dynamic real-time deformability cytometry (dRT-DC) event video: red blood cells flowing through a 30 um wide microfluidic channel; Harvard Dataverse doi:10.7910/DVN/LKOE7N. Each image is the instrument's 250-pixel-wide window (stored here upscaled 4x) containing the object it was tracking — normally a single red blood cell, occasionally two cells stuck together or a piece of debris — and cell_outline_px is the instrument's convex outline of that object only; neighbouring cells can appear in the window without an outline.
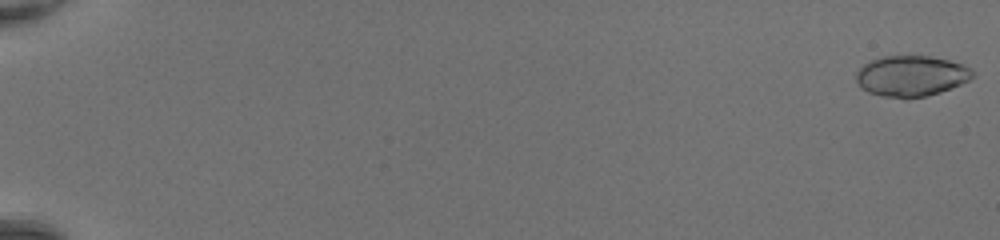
{"species": "common noctule bat (a hibernating species)", "species_latin": "Nyctalus noctula", "temperature_condition": "room temperature", "stored_images_in_passage": 50, "camera_frame_rate_fps": 3000, "um_per_image_px": 0.085, "animal": {"sex": "female", "body_mass_g": 20.0, "forearm_length_mm": 54.0}, "frame": {"image": 1, "passage_image": 1, "time_ms": 0.0, "image_size_px": [1000, 240], "cell_outline_px": [[972, 76], [968, 80], [960, 84], [940, 92], [908, 100], [904, 100], [880, 96], [868, 92], [856, 80], [856, 72], [864, 64], [872, 60], [884, 56], [928, 56], [948, 60], [964, 64], [972, 68]], "centroid_in_image_um": [77.44, 6.48], "position_along_channel_um": 7.6, "area_um2": 27.69}}
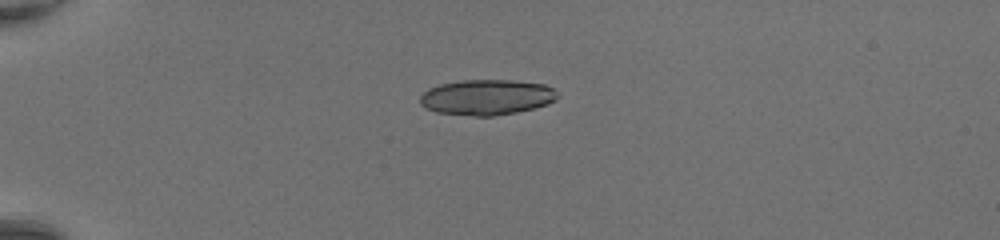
{"frame": {"image": 2, "passage_image": 15, "time_ms": 4.667, "image_size_px": [1000, 240], "cell_outline_px": [[560, 96], [556, 100], [548, 104], [516, 112], [492, 116], [476, 116], [436, 112], [424, 108], [420, 104], [420, 96], [428, 88], [440, 84], [464, 80], [512, 80], [544, 84], [560, 92]], "centroid_in_image_um": [41.39, 8.26], "position_along_channel_um": 43.6, "area_um2": 28.55}}
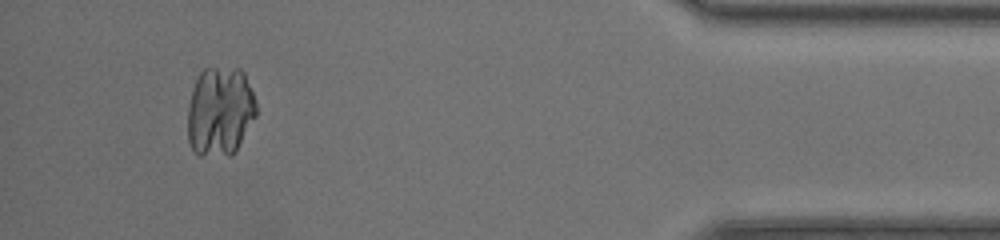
{"frame": {"image": 3, "passage_image": 47, "time_ms": 15.333, "image_size_px": [1000, 240], "cell_outline_px": [[256, 116], [236, 152], [232, 156], [200, 156], [192, 152], [188, 140], [188, 108], [192, 88], [200, 72], [204, 68], [240, 68], [244, 72], [256, 100]], "centroid_in_image_um": [18.7, 9.5], "position_along_channel_um": 416.5, "area_um2": 36.36}}